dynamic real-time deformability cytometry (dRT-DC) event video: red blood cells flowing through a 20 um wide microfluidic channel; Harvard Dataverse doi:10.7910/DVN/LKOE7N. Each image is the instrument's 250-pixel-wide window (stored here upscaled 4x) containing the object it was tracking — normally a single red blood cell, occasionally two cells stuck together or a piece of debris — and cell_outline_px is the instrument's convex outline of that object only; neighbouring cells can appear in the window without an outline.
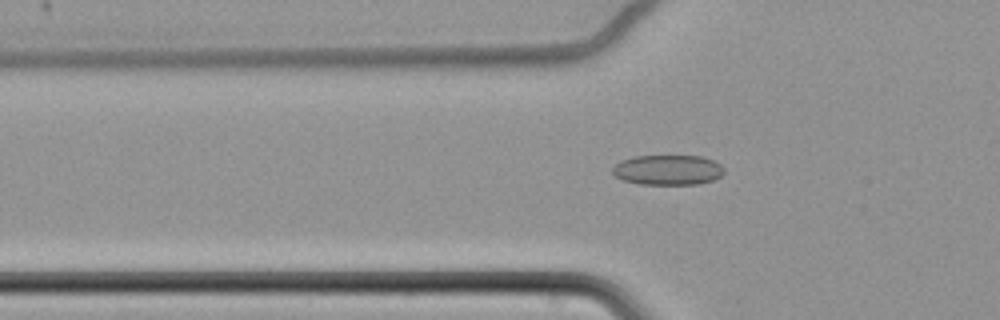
{"species": "common noctule bat (a hibernating species)", "species_latin": "Nyctalus noctula", "temperature_condition": "cold", "stored_images_in_passage": 62, "camera_frame_rate_fps": 3000, "um_per_image_px": 0.085, "animal": {"sex": "female", "body_mass_g": 22.7, "forearm_length_mm": 54.2}, "frame": {"image": 1, "passage_image": 24, "time_ms": 7.667, "image_size_px": [1000, 320], "cell_outline_px": [[724, 172], [720, 176], [712, 180], [700, 184], [640, 184], [624, 180], [616, 176], [612, 172], [612, 168], [620, 160], [632, 156], [704, 156], [720, 164], [724, 168]], "centroid_in_image_um": [56.77, 14.44], "position_along_channel_um": 69.0, "area_um2": 19.59}}
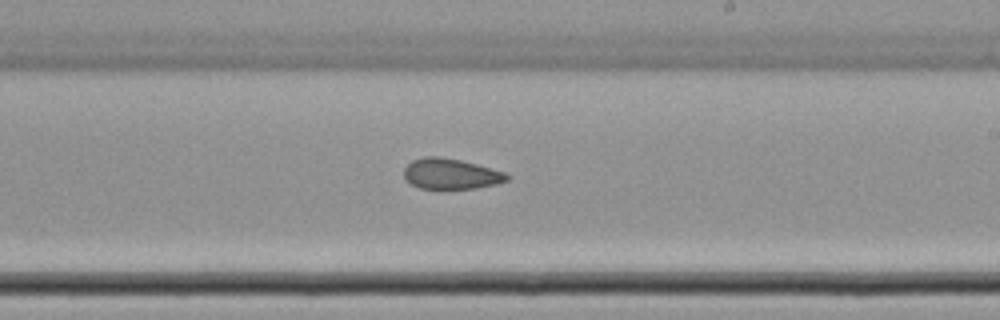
{"frame": {"image": 2, "passage_image": 40, "time_ms": 13.0, "image_size_px": [1000, 320], "cell_outline_px": [[512, 176], [508, 180], [496, 184], [476, 188], [420, 188], [404, 180], [404, 168], [412, 160], [424, 156], [440, 156], [460, 160], [476, 164], [504, 172]], "centroid_in_image_um": [38.31, 14.77], "position_along_channel_um": 250.7, "area_um2": 18.32}}
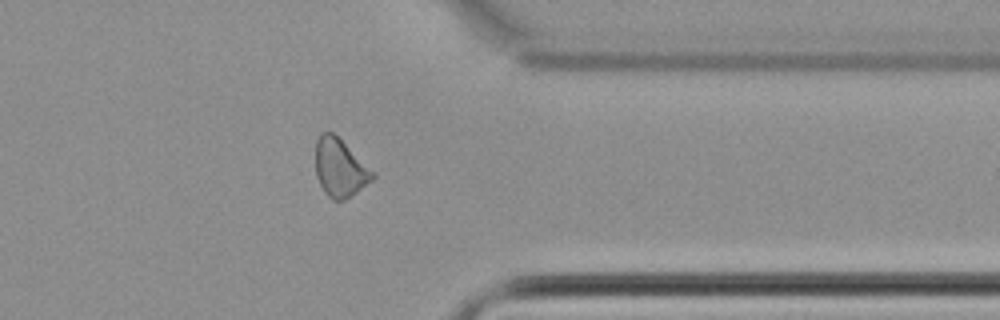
{"frame": {"image": 3, "passage_image": 52, "time_ms": 17.0, "image_size_px": [1000, 320], "cell_outline_px": [[376, 176], [372, 180], [356, 192], [344, 200], [332, 200], [324, 192], [316, 176], [316, 140], [320, 132], [332, 132], [376, 172]], "centroid_in_image_um": [28.9, 14.27], "position_along_channel_um": 382.5, "area_um2": 19.25}}